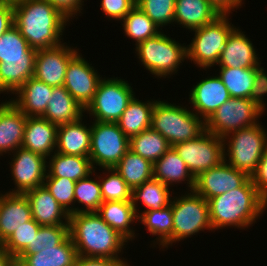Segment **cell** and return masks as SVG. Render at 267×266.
I'll return each mask as SVG.
<instances>
[{
	"instance_id": "cell-1",
	"label": "cell",
	"mask_w": 267,
	"mask_h": 266,
	"mask_svg": "<svg viewBox=\"0 0 267 266\" xmlns=\"http://www.w3.org/2000/svg\"><path fill=\"white\" fill-rule=\"evenodd\" d=\"M13 11L14 25L31 48L49 49L62 44L70 20L47 0H24L13 5Z\"/></svg>"
},
{
	"instance_id": "cell-2",
	"label": "cell",
	"mask_w": 267,
	"mask_h": 266,
	"mask_svg": "<svg viewBox=\"0 0 267 266\" xmlns=\"http://www.w3.org/2000/svg\"><path fill=\"white\" fill-rule=\"evenodd\" d=\"M69 235L80 257L124 260L120 253L129 241L107 225L97 212L70 214Z\"/></svg>"
},
{
	"instance_id": "cell-3",
	"label": "cell",
	"mask_w": 267,
	"mask_h": 266,
	"mask_svg": "<svg viewBox=\"0 0 267 266\" xmlns=\"http://www.w3.org/2000/svg\"><path fill=\"white\" fill-rule=\"evenodd\" d=\"M212 229L248 228L262 216L267 201L258 193L249 178L241 187L208 200Z\"/></svg>"
},
{
	"instance_id": "cell-4",
	"label": "cell",
	"mask_w": 267,
	"mask_h": 266,
	"mask_svg": "<svg viewBox=\"0 0 267 266\" xmlns=\"http://www.w3.org/2000/svg\"><path fill=\"white\" fill-rule=\"evenodd\" d=\"M37 50L13 25L0 37V94H13L34 77Z\"/></svg>"
},
{
	"instance_id": "cell-5",
	"label": "cell",
	"mask_w": 267,
	"mask_h": 266,
	"mask_svg": "<svg viewBox=\"0 0 267 266\" xmlns=\"http://www.w3.org/2000/svg\"><path fill=\"white\" fill-rule=\"evenodd\" d=\"M157 100L152 110L151 128L172 146L196 138L205 130V122L192 109Z\"/></svg>"
},
{
	"instance_id": "cell-6",
	"label": "cell",
	"mask_w": 267,
	"mask_h": 266,
	"mask_svg": "<svg viewBox=\"0 0 267 266\" xmlns=\"http://www.w3.org/2000/svg\"><path fill=\"white\" fill-rule=\"evenodd\" d=\"M223 142L224 161L250 177L267 147V131L257 123L229 133Z\"/></svg>"
},
{
	"instance_id": "cell-7",
	"label": "cell",
	"mask_w": 267,
	"mask_h": 266,
	"mask_svg": "<svg viewBox=\"0 0 267 266\" xmlns=\"http://www.w3.org/2000/svg\"><path fill=\"white\" fill-rule=\"evenodd\" d=\"M185 43L176 42L175 39L168 37L164 32L146 39L135 47V53L139 62L152 75L159 78H170L178 71L177 68L184 60H187V51Z\"/></svg>"
},
{
	"instance_id": "cell-8",
	"label": "cell",
	"mask_w": 267,
	"mask_h": 266,
	"mask_svg": "<svg viewBox=\"0 0 267 266\" xmlns=\"http://www.w3.org/2000/svg\"><path fill=\"white\" fill-rule=\"evenodd\" d=\"M228 16L221 14L213 22L193 30L195 35L190 45H186L187 59L191 63L204 70L217 65L228 36L236 28L229 23Z\"/></svg>"
},
{
	"instance_id": "cell-9",
	"label": "cell",
	"mask_w": 267,
	"mask_h": 266,
	"mask_svg": "<svg viewBox=\"0 0 267 266\" xmlns=\"http://www.w3.org/2000/svg\"><path fill=\"white\" fill-rule=\"evenodd\" d=\"M173 215V243L211 230L209 204L194 191L174 197L171 201Z\"/></svg>"
},
{
	"instance_id": "cell-10",
	"label": "cell",
	"mask_w": 267,
	"mask_h": 266,
	"mask_svg": "<svg viewBox=\"0 0 267 266\" xmlns=\"http://www.w3.org/2000/svg\"><path fill=\"white\" fill-rule=\"evenodd\" d=\"M132 88L125 79L104 77L85 112L93 121L116 123L135 95Z\"/></svg>"
},
{
	"instance_id": "cell-11",
	"label": "cell",
	"mask_w": 267,
	"mask_h": 266,
	"mask_svg": "<svg viewBox=\"0 0 267 266\" xmlns=\"http://www.w3.org/2000/svg\"><path fill=\"white\" fill-rule=\"evenodd\" d=\"M91 124L89 158L93 168H114L129 150V138L117 123L92 121Z\"/></svg>"
},
{
	"instance_id": "cell-12",
	"label": "cell",
	"mask_w": 267,
	"mask_h": 266,
	"mask_svg": "<svg viewBox=\"0 0 267 266\" xmlns=\"http://www.w3.org/2000/svg\"><path fill=\"white\" fill-rule=\"evenodd\" d=\"M263 112L249 98L231 97L205 122V130L224 138L231 132L259 123Z\"/></svg>"
},
{
	"instance_id": "cell-13",
	"label": "cell",
	"mask_w": 267,
	"mask_h": 266,
	"mask_svg": "<svg viewBox=\"0 0 267 266\" xmlns=\"http://www.w3.org/2000/svg\"><path fill=\"white\" fill-rule=\"evenodd\" d=\"M196 178L200 173L215 168L224 161L223 138L204 130L189 141L172 146Z\"/></svg>"
},
{
	"instance_id": "cell-14",
	"label": "cell",
	"mask_w": 267,
	"mask_h": 266,
	"mask_svg": "<svg viewBox=\"0 0 267 266\" xmlns=\"http://www.w3.org/2000/svg\"><path fill=\"white\" fill-rule=\"evenodd\" d=\"M12 155L9 164L15 187L8 193L24 194L43 186L47 174V158L23 147L18 148Z\"/></svg>"
},
{
	"instance_id": "cell-15",
	"label": "cell",
	"mask_w": 267,
	"mask_h": 266,
	"mask_svg": "<svg viewBox=\"0 0 267 266\" xmlns=\"http://www.w3.org/2000/svg\"><path fill=\"white\" fill-rule=\"evenodd\" d=\"M102 79L92 64H89L82 54L77 53L69 61L63 86L85 109L93 100Z\"/></svg>"
},
{
	"instance_id": "cell-16",
	"label": "cell",
	"mask_w": 267,
	"mask_h": 266,
	"mask_svg": "<svg viewBox=\"0 0 267 266\" xmlns=\"http://www.w3.org/2000/svg\"><path fill=\"white\" fill-rule=\"evenodd\" d=\"M249 178L246 173L223 161L217 167L200 173L195 178L193 191L208 201L217 195L241 187Z\"/></svg>"
},
{
	"instance_id": "cell-17",
	"label": "cell",
	"mask_w": 267,
	"mask_h": 266,
	"mask_svg": "<svg viewBox=\"0 0 267 266\" xmlns=\"http://www.w3.org/2000/svg\"><path fill=\"white\" fill-rule=\"evenodd\" d=\"M76 48L64 42L57 47L37 50L34 77L53 87L63 86L69 61L79 51Z\"/></svg>"
},
{
	"instance_id": "cell-18",
	"label": "cell",
	"mask_w": 267,
	"mask_h": 266,
	"mask_svg": "<svg viewBox=\"0 0 267 266\" xmlns=\"http://www.w3.org/2000/svg\"><path fill=\"white\" fill-rule=\"evenodd\" d=\"M192 111L206 122L213 113L231 98L229 91L218 75L202 79L189 93Z\"/></svg>"
},
{
	"instance_id": "cell-19",
	"label": "cell",
	"mask_w": 267,
	"mask_h": 266,
	"mask_svg": "<svg viewBox=\"0 0 267 266\" xmlns=\"http://www.w3.org/2000/svg\"><path fill=\"white\" fill-rule=\"evenodd\" d=\"M256 52L252 41L238 27L228 36L217 65L236 69L259 67L261 61Z\"/></svg>"
},
{
	"instance_id": "cell-20",
	"label": "cell",
	"mask_w": 267,
	"mask_h": 266,
	"mask_svg": "<svg viewBox=\"0 0 267 266\" xmlns=\"http://www.w3.org/2000/svg\"><path fill=\"white\" fill-rule=\"evenodd\" d=\"M32 219L30 203L25 194L0 192V239L3 242Z\"/></svg>"
},
{
	"instance_id": "cell-21",
	"label": "cell",
	"mask_w": 267,
	"mask_h": 266,
	"mask_svg": "<svg viewBox=\"0 0 267 266\" xmlns=\"http://www.w3.org/2000/svg\"><path fill=\"white\" fill-rule=\"evenodd\" d=\"M24 194L30 203L32 217L39 225H69V213L60 206L44 185Z\"/></svg>"
},
{
	"instance_id": "cell-22",
	"label": "cell",
	"mask_w": 267,
	"mask_h": 266,
	"mask_svg": "<svg viewBox=\"0 0 267 266\" xmlns=\"http://www.w3.org/2000/svg\"><path fill=\"white\" fill-rule=\"evenodd\" d=\"M57 128L42 116L27 117L21 147L48 159L56 152Z\"/></svg>"
},
{
	"instance_id": "cell-23",
	"label": "cell",
	"mask_w": 267,
	"mask_h": 266,
	"mask_svg": "<svg viewBox=\"0 0 267 266\" xmlns=\"http://www.w3.org/2000/svg\"><path fill=\"white\" fill-rule=\"evenodd\" d=\"M26 119L10 100L0 108V156L22 146Z\"/></svg>"
},
{
	"instance_id": "cell-24",
	"label": "cell",
	"mask_w": 267,
	"mask_h": 266,
	"mask_svg": "<svg viewBox=\"0 0 267 266\" xmlns=\"http://www.w3.org/2000/svg\"><path fill=\"white\" fill-rule=\"evenodd\" d=\"M77 121L59 125L57 128L56 152L89 157L91 148V125ZM83 123V124H82Z\"/></svg>"
},
{
	"instance_id": "cell-25",
	"label": "cell",
	"mask_w": 267,
	"mask_h": 266,
	"mask_svg": "<svg viewBox=\"0 0 267 266\" xmlns=\"http://www.w3.org/2000/svg\"><path fill=\"white\" fill-rule=\"evenodd\" d=\"M52 92L53 86L31 77L14 93L16 99L9 100L27 117L42 116Z\"/></svg>"
},
{
	"instance_id": "cell-26",
	"label": "cell",
	"mask_w": 267,
	"mask_h": 266,
	"mask_svg": "<svg viewBox=\"0 0 267 266\" xmlns=\"http://www.w3.org/2000/svg\"><path fill=\"white\" fill-rule=\"evenodd\" d=\"M221 14L209 0H176L174 23L193 31Z\"/></svg>"
},
{
	"instance_id": "cell-27",
	"label": "cell",
	"mask_w": 267,
	"mask_h": 266,
	"mask_svg": "<svg viewBox=\"0 0 267 266\" xmlns=\"http://www.w3.org/2000/svg\"><path fill=\"white\" fill-rule=\"evenodd\" d=\"M85 109L72 97L64 86L53 87L52 96L42 115L57 126L77 121L84 116Z\"/></svg>"
},
{
	"instance_id": "cell-28",
	"label": "cell",
	"mask_w": 267,
	"mask_h": 266,
	"mask_svg": "<svg viewBox=\"0 0 267 266\" xmlns=\"http://www.w3.org/2000/svg\"><path fill=\"white\" fill-rule=\"evenodd\" d=\"M97 213L107 225L118 231L128 241L135 238V230L130 226L138 221L139 217L132 201H104Z\"/></svg>"
},
{
	"instance_id": "cell-29",
	"label": "cell",
	"mask_w": 267,
	"mask_h": 266,
	"mask_svg": "<svg viewBox=\"0 0 267 266\" xmlns=\"http://www.w3.org/2000/svg\"><path fill=\"white\" fill-rule=\"evenodd\" d=\"M153 178L168 187L186 180L189 191H193L195 185V178L173 147L153 164Z\"/></svg>"
},
{
	"instance_id": "cell-30",
	"label": "cell",
	"mask_w": 267,
	"mask_h": 266,
	"mask_svg": "<svg viewBox=\"0 0 267 266\" xmlns=\"http://www.w3.org/2000/svg\"><path fill=\"white\" fill-rule=\"evenodd\" d=\"M49 159L47 161V174L45 178L63 177L76 182L93 172L95 173L89 157L55 152Z\"/></svg>"
},
{
	"instance_id": "cell-31",
	"label": "cell",
	"mask_w": 267,
	"mask_h": 266,
	"mask_svg": "<svg viewBox=\"0 0 267 266\" xmlns=\"http://www.w3.org/2000/svg\"><path fill=\"white\" fill-rule=\"evenodd\" d=\"M77 258L78 254L70 235L56 247H47L38 253L16 257L25 266H74Z\"/></svg>"
},
{
	"instance_id": "cell-32",
	"label": "cell",
	"mask_w": 267,
	"mask_h": 266,
	"mask_svg": "<svg viewBox=\"0 0 267 266\" xmlns=\"http://www.w3.org/2000/svg\"><path fill=\"white\" fill-rule=\"evenodd\" d=\"M151 101L143 102L135 95L129 101L126 110L116 122L128 138L151 128L152 110L157 100Z\"/></svg>"
},
{
	"instance_id": "cell-33",
	"label": "cell",
	"mask_w": 267,
	"mask_h": 266,
	"mask_svg": "<svg viewBox=\"0 0 267 266\" xmlns=\"http://www.w3.org/2000/svg\"><path fill=\"white\" fill-rule=\"evenodd\" d=\"M138 221L147 228V231L152 236L158 235L156 242L154 240V245L156 243L163 249L173 244V215L171 205L158 210L141 211Z\"/></svg>"
},
{
	"instance_id": "cell-34",
	"label": "cell",
	"mask_w": 267,
	"mask_h": 266,
	"mask_svg": "<svg viewBox=\"0 0 267 266\" xmlns=\"http://www.w3.org/2000/svg\"><path fill=\"white\" fill-rule=\"evenodd\" d=\"M170 189L172 188L154 178L134 188L131 194V201L138 217L140 216V210L137 209V201H141L147 207L144 208V211L165 208L171 205L172 194Z\"/></svg>"
},
{
	"instance_id": "cell-35",
	"label": "cell",
	"mask_w": 267,
	"mask_h": 266,
	"mask_svg": "<svg viewBox=\"0 0 267 266\" xmlns=\"http://www.w3.org/2000/svg\"><path fill=\"white\" fill-rule=\"evenodd\" d=\"M114 168L131 190L153 179V164L131 150L125 153Z\"/></svg>"
},
{
	"instance_id": "cell-36",
	"label": "cell",
	"mask_w": 267,
	"mask_h": 266,
	"mask_svg": "<svg viewBox=\"0 0 267 266\" xmlns=\"http://www.w3.org/2000/svg\"><path fill=\"white\" fill-rule=\"evenodd\" d=\"M171 145L159 132L152 128L129 138V150L154 164Z\"/></svg>"
},
{
	"instance_id": "cell-37",
	"label": "cell",
	"mask_w": 267,
	"mask_h": 266,
	"mask_svg": "<svg viewBox=\"0 0 267 266\" xmlns=\"http://www.w3.org/2000/svg\"><path fill=\"white\" fill-rule=\"evenodd\" d=\"M256 68H219L218 76L231 97L250 99Z\"/></svg>"
},
{
	"instance_id": "cell-38",
	"label": "cell",
	"mask_w": 267,
	"mask_h": 266,
	"mask_svg": "<svg viewBox=\"0 0 267 266\" xmlns=\"http://www.w3.org/2000/svg\"><path fill=\"white\" fill-rule=\"evenodd\" d=\"M121 21L124 34L133 39L136 46L161 32V29L137 6Z\"/></svg>"
},
{
	"instance_id": "cell-39",
	"label": "cell",
	"mask_w": 267,
	"mask_h": 266,
	"mask_svg": "<svg viewBox=\"0 0 267 266\" xmlns=\"http://www.w3.org/2000/svg\"><path fill=\"white\" fill-rule=\"evenodd\" d=\"M91 175L93 174L91 173L87 177L76 181L74 205L76 202H78L79 204L81 203L83 206L81 208L77 206L76 213L97 212L99 210L100 205L103 203L99 179L96 178V180H94L90 178Z\"/></svg>"
},
{
	"instance_id": "cell-40",
	"label": "cell",
	"mask_w": 267,
	"mask_h": 266,
	"mask_svg": "<svg viewBox=\"0 0 267 266\" xmlns=\"http://www.w3.org/2000/svg\"><path fill=\"white\" fill-rule=\"evenodd\" d=\"M69 236V225L40 226L33 239V246H27L18 256L38 253L47 247L60 245Z\"/></svg>"
},
{
	"instance_id": "cell-41",
	"label": "cell",
	"mask_w": 267,
	"mask_h": 266,
	"mask_svg": "<svg viewBox=\"0 0 267 266\" xmlns=\"http://www.w3.org/2000/svg\"><path fill=\"white\" fill-rule=\"evenodd\" d=\"M105 177L98 176L104 201H131L132 190L115 168H104ZM109 174V175H108Z\"/></svg>"
},
{
	"instance_id": "cell-42",
	"label": "cell",
	"mask_w": 267,
	"mask_h": 266,
	"mask_svg": "<svg viewBox=\"0 0 267 266\" xmlns=\"http://www.w3.org/2000/svg\"><path fill=\"white\" fill-rule=\"evenodd\" d=\"M176 0H138L139 7L162 30L174 22Z\"/></svg>"
},
{
	"instance_id": "cell-43",
	"label": "cell",
	"mask_w": 267,
	"mask_h": 266,
	"mask_svg": "<svg viewBox=\"0 0 267 266\" xmlns=\"http://www.w3.org/2000/svg\"><path fill=\"white\" fill-rule=\"evenodd\" d=\"M75 181L67 178H45L43 185L60 206L70 214L76 213L74 204ZM71 205V206H70Z\"/></svg>"
},
{
	"instance_id": "cell-44",
	"label": "cell",
	"mask_w": 267,
	"mask_h": 266,
	"mask_svg": "<svg viewBox=\"0 0 267 266\" xmlns=\"http://www.w3.org/2000/svg\"><path fill=\"white\" fill-rule=\"evenodd\" d=\"M40 226L34 219L24 223L4 242L3 248L16 258L27 246H33Z\"/></svg>"
},
{
	"instance_id": "cell-45",
	"label": "cell",
	"mask_w": 267,
	"mask_h": 266,
	"mask_svg": "<svg viewBox=\"0 0 267 266\" xmlns=\"http://www.w3.org/2000/svg\"><path fill=\"white\" fill-rule=\"evenodd\" d=\"M101 10L109 20L121 21L135 6L134 0H101Z\"/></svg>"
},
{
	"instance_id": "cell-46",
	"label": "cell",
	"mask_w": 267,
	"mask_h": 266,
	"mask_svg": "<svg viewBox=\"0 0 267 266\" xmlns=\"http://www.w3.org/2000/svg\"><path fill=\"white\" fill-rule=\"evenodd\" d=\"M267 94V73L261 65L256 68L250 100L265 111L264 95Z\"/></svg>"
},
{
	"instance_id": "cell-47",
	"label": "cell",
	"mask_w": 267,
	"mask_h": 266,
	"mask_svg": "<svg viewBox=\"0 0 267 266\" xmlns=\"http://www.w3.org/2000/svg\"><path fill=\"white\" fill-rule=\"evenodd\" d=\"M250 179L258 193L267 201V147Z\"/></svg>"
},
{
	"instance_id": "cell-48",
	"label": "cell",
	"mask_w": 267,
	"mask_h": 266,
	"mask_svg": "<svg viewBox=\"0 0 267 266\" xmlns=\"http://www.w3.org/2000/svg\"><path fill=\"white\" fill-rule=\"evenodd\" d=\"M69 20L82 14L84 0H47ZM79 13V14H78ZM76 15V16H75ZM71 18V19H70Z\"/></svg>"
},
{
	"instance_id": "cell-49",
	"label": "cell",
	"mask_w": 267,
	"mask_h": 266,
	"mask_svg": "<svg viewBox=\"0 0 267 266\" xmlns=\"http://www.w3.org/2000/svg\"><path fill=\"white\" fill-rule=\"evenodd\" d=\"M74 266H130V264L124 260L78 256Z\"/></svg>"
},
{
	"instance_id": "cell-50",
	"label": "cell",
	"mask_w": 267,
	"mask_h": 266,
	"mask_svg": "<svg viewBox=\"0 0 267 266\" xmlns=\"http://www.w3.org/2000/svg\"><path fill=\"white\" fill-rule=\"evenodd\" d=\"M14 25L13 5L0 2V37Z\"/></svg>"
},
{
	"instance_id": "cell-51",
	"label": "cell",
	"mask_w": 267,
	"mask_h": 266,
	"mask_svg": "<svg viewBox=\"0 0 267 266\" xmlns=\"http://www.w3.org/2000/svg\"><path fill=\"white\" fill-rule=\"evenodd\" d=\"M216 9H218L222 14L232 13L233 9L236 10L244 4L243 0H209Z\"/></svg>"
},
{
	"instance_id": "cell-52",
	"label": "cell",
	"mask_w": 267,
	"mask_h": 266,
	"mask_svg": "<svg viewBox=\"0 0 267 266\" xmlns=\"http://www.w3.org/2000/svg\"><path fill=\"white\" fill-rule=\"evenodd\" d=\"M15 257L8 253L3 247L0 249V266H12Z\"/></svg>"
},
{
	"instance_id": "cell-53",
	"label": "cell",
	"mask_w": 267,
	"mask_h": 266,
	"mask_svg": "<svg viewBox=\"0 0 267 266\" xmlns=\"http://www.w3.org/2000/svg\"><path fill=\"white\" fill-rule=\"evenodd\" d=\"M21 1H24V0H0V2H6V3L12 4V5H15Z\"/></svg>"
},
{
	"instance_id": "cell-54",
	"label": "cell",
	"mask_w": 267,
	"mask_h": 266,
	"mask_svg": "<svg viewBox=\"0 0 267 266\" xmlns=\"http://www.w3.org/2000/svg\"><path fill=\"white\" fill-rule=\"evenodd\" d=\"M12 266H25L20 260L15 259Z\"/></svg>"
},
{
	"instance_id": "cell-55",
	"label": "cell",
	"mask_w": 267,
	"mask_h": 266,
	"mask_svg": "<svg viewBox=\"0 0 267 266\" xmlns=\"http://www.w3.org/2000/svg\"><path fill=\"white\" fill-rule=\"evenodd\" d=\"M4 242L0 239V249L3 247Z\"/></svg>"
},
{
	"instance_id": "cell-56",
	"label": "cell",
	"mask_w": 267,
	"mask_h": 266,
	"mask_svg": "<svg viewBox=\"0 0 267 266\" xmlns=\"http://www.w3.org/2000/svg\"><path fill=\"white\" fill-rule=\"evenodd\" d=\"M6 103V101L5 102H1V104H0V108L4 105Z\"/></svg>"
}]
</instances>
